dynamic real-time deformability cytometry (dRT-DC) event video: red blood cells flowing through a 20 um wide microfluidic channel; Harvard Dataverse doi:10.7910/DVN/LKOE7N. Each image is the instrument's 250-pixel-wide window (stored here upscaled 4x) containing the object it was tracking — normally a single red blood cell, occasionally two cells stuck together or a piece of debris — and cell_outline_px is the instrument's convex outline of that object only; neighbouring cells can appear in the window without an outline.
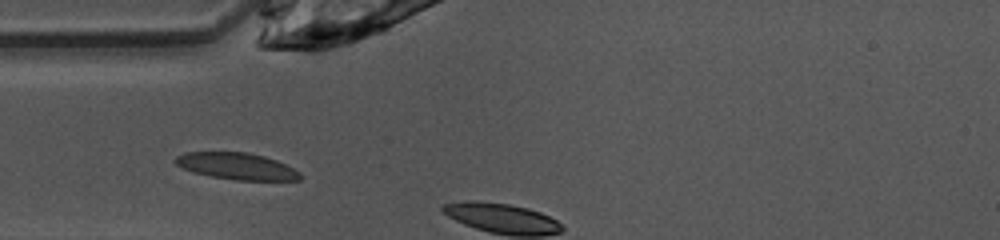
{"species": "common noctule bat (a hibernating species)", "species_latin": "Nyctalus noctula", "temperature_condition": "warm", "stored_images_in_passage": 2, "camera_frame_rate_fps": 3000, "um_per_image_px": 0.085, "animal": {"sex": "female", "body_mass_g": 10.0, "forearm_length_mm": 53.1}, "frame": {"image": 1, "passage_image": 1, "time_ms": 0.0, "image_size_px": [1000, 240], "cell_outline_px": [[300, 180], [236, 180], [212, 176], [192, 172], [176, 164], [176, 156], [184, 152], [248, 152], [264, 156], [276, 160], [300, 172]], "centroid_in_image_um": [20.12, 14.12], "position_along_channel_um": 64.9, "area_um2": 19.19}}